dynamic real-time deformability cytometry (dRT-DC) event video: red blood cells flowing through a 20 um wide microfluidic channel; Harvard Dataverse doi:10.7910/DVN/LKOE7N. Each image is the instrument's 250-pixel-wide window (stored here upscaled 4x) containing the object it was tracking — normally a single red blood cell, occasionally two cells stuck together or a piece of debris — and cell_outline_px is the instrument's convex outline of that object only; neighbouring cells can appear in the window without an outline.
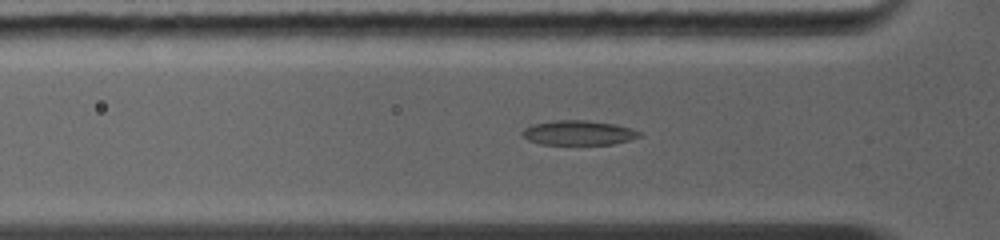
{"species": "common noctule bat (a hibernating species)", "species_latin": "Nyctalus noctula", "temperature_condition": "warm", "stored_images_in_passage": 46, "camera_frame_rate_fps": 5000, "um_per_image_px": 0.085, "animal": {"sex": "female", "body_mass_g": 19.0, "forearm_length_mm": 56.7}, "frame": {"image": 1, "passage_image": 3, "time_ms": 0.6, "image_size_px": [1000, 240], "cell_outline_px": [[640, 136], [628, 140], [612, 144], [540, 144], [528, 140], [520, 132], [524, 128], [532, 124], [552, 120], [588, 120], [616, 124], [640, 132]], "centroid_in_image_um": [49.11, 11.27], "position_along_channel_um": 76.7, "area_um2": 16.7}}
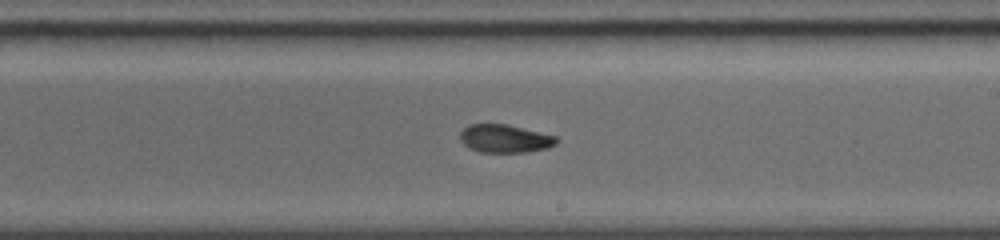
{"frame": {"image": 2, "passage_image": 20, "time_ms": 4.4, "image_size_px": [1000, 240], "cell_outline_px": [[560, 140], [556, 144], [548, 148], [528, 152], [480, 152], [468, 148], [460, 140], [460, 132], [468, 124], [508, 124], [556, 136]], "centroid_in_image_um": [42.92, 11.78], "position_along_channel_um": 246.1, "area_um2": 15.95}}
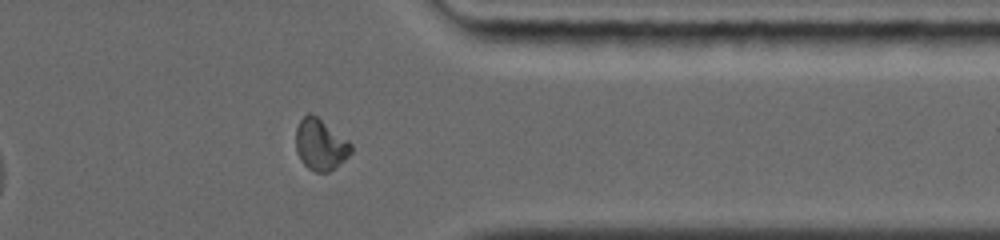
{"frame": {"image": 3, "passage_image": 34, "time_ms": 7.6, "image_size_px": [1000, 240], "cell_outline_px": [[352, 152], [344, 160], [328, 172], [316, 172], [308, 168], [300, 160], [296, 148], [296, 128], [300, 120], [308, 112], [312, 112], [348, 140], [352, 144]], "centroid_in_image_um": [27.23, 12.27], "position_along_channel_um": 384.2, "area_um2": 16.47}}